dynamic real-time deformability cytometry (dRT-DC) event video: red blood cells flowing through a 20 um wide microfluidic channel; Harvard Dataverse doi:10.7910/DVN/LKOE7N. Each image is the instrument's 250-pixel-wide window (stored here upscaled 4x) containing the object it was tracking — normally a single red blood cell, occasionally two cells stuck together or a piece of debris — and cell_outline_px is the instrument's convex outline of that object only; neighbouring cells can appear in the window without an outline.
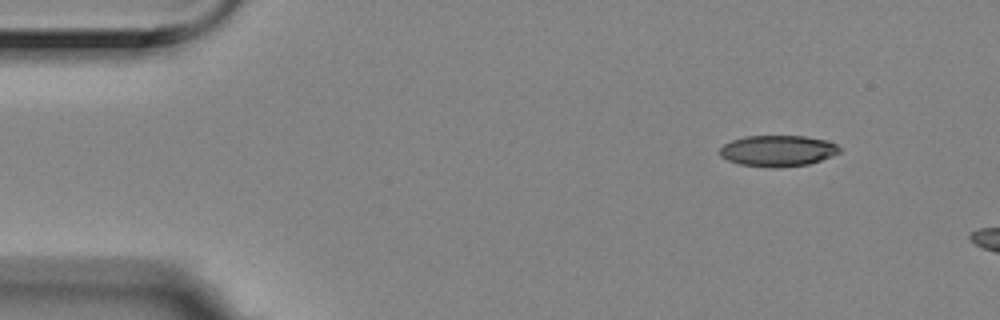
{"species": "Egyptian fruit bat (a non-hibernating species)", "species_latin": "Rousettus aegyptiacus", "temperature_condition": "room temperature", "stored_images_in_passage": 3, "camera_frame_rate_fps": 3000, "um_per_image_px": 0.085, "animal": {"sex": "female"}, "frame": {"image": 1, "passage_image": 1, "time_ms": 0.0, "image_size_px": [1000, 320], "cell_outline_px": [[840, 152], [832, 156], [808, 164], [776, 168], [772, 168], [740, 164], [728, 160], [720, 156], [720, 148], [724, 144], [732, 140], [744, 136], [804, 136], [828, 140], [836, 144], [840, 148]], "centroid_in_image_um": [66.11, 12.81], "position_along_channel_um": 18.9, "area_um2": 21.73}}